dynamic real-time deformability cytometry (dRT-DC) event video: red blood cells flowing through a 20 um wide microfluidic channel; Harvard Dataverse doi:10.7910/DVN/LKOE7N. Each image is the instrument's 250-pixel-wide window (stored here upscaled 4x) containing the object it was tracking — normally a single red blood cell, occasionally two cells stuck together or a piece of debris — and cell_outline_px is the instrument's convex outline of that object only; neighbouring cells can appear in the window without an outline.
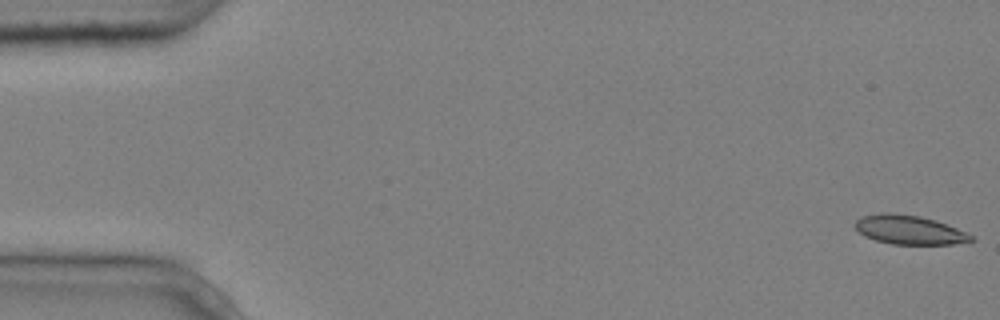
{"species": "common noctule bat (a hibernating species)", "species_latin": "Nyctalus noctula", "temperature_condition": "cold", "stored_images_in_passage": 6, "camera_frame_rate_fps": 3000, "um_per_image_px": 0.085, "animal": {"sex": "male", "body_mass_g": 20.4}, "frame": {"image": 1, "passage_image": 1, "time_ms": 0.0, "image_size_px": [1000, 320], "cell_outline_px": [[976, 240], [952, 244], [892, 244], [876, 240], [864, 236], [852, 224], [860, 216], [880, 212], [888, 212], [920, 216], [936, 220], [956, 228], [972, 236]], "centroid_in_image_um": [77.23, 19.52], "position_along_channel_um": 7.8, "area_um2": 19.65}}